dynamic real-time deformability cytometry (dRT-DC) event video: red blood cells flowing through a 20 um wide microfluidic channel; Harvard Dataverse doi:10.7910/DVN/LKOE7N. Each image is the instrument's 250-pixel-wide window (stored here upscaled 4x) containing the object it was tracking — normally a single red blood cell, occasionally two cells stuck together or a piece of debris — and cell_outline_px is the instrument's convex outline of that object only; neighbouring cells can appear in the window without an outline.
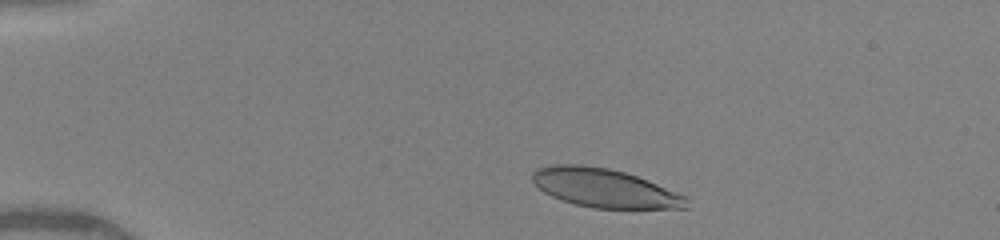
{"species": "human", "species_latin": "Homo sapiens", "temperature_condition": "warm", "stored_images_in_passage": 36, "camera_frame_rate_fps": 3000, "um_per_image_px": 0.085, "donor": {"sex": "female"}, "frame": {"image": 1, "passage_image": 3, "time_ms": 0.667, "image_size_px": [1000, 240], "cell_outline_px": [[688, 208], [592, 208], [576, 204], [552, 196], [544, 192], [532, 180], [532, 172], [536, 168], [552, 164], [580, 164], [608, 168], [624, 172], [648, 180], [688, 196]], "centroid_in_image_um": [51.4, 15.97], "position_along_channel_um": 33.6, "area_um2": 34.74}}
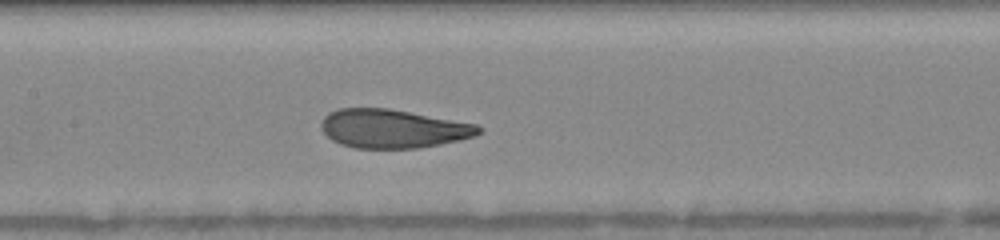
{"frame": {"image": 2, "passage_image": 18, "time_ms": 5.667, "image_size_px": [1000, 240], "cell_outline_px": [[484, 132], [476, 136], [460, 140], [420, 148], [356, 148], [340, 144], [332, 140], [320, 128], [320, 124], [324, 116], [328, 112], [336, 108], [388, 108], [476, 124], [484, 128]], "centroid_in_image_um": [33.4, 10.93], "position_along_channel_um": 174.0, "area_um2": 35.72}}
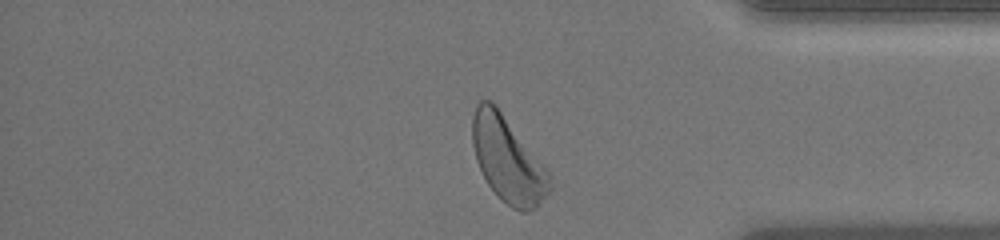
{"frame": {"image": 3, "passage_image": 35, "time_ms": 11.333, "image_size_px": [1000, 240], "cell_outline_px": [[552, 184], [548, 192], [536, 208], [528, 212], [520, 212], [512, 208], [496, 196], [488, 184], [476, 160], [472, 144], [472, 116], [476, 104], [480, 100], [492, 100], [496, 104], [552, 176]], "centroid_in_image_um": [43.15, 13.57], "position_along_channel_um": 392.1, "area_um2": 38.55}, "authors_computed_cell_mechanics": {"area_um2": 36.1539, "velocity_mm_per_s": 4.0838, "shape_relaxation_time_tau1_ms": 2.8779, "shape_relaxation_time_tau2_ms": 1.0466, "deformation_change_tau1": 0.1645, "deformation_change_tau2": 0.0874}}